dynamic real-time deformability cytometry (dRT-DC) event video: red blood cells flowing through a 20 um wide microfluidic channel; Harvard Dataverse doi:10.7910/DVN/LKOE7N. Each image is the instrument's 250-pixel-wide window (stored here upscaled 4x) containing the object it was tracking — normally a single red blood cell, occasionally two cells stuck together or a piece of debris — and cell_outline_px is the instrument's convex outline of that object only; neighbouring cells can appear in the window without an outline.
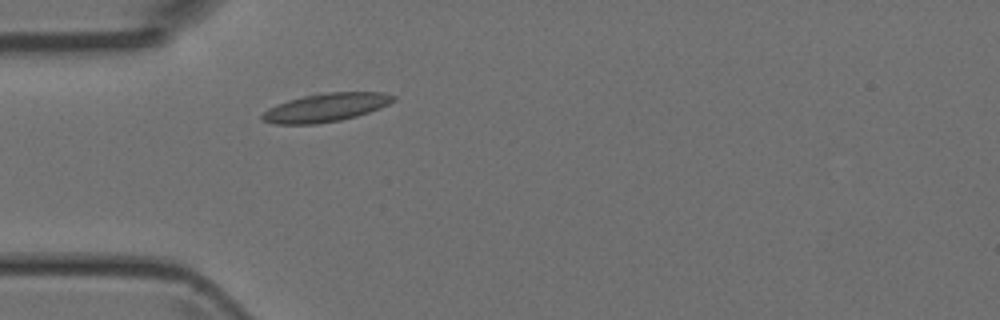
{"species": "Egyptian fruit bat (a non-hibernating species)", "species_latin": "Rousettus aegyptiacus", "temperature_condition": "room temperature", "stored_images_in_passage": 29, "camera_frame_rate_fps": 3000, "um_per_image_px": 0.085, "animal": {"sex": "female"}, "frame": {"image": 1, "passage_image": 1, "time_ms": 0.0, "image_size_px": [1000, 320], "cell_outline_px": [[396, 100], [380, 108], [356, 116], [340, 120], [316, 124], [276, 124], [260, 120], [260, 116], [268, 108], [276, 104], [288, 100], [316, 92], [384, 92], [396, 96]], "centroid_in_image_um": [27.67, 9.12], "position_along_channel_um": 57.3, "area_um2": 21.96}}
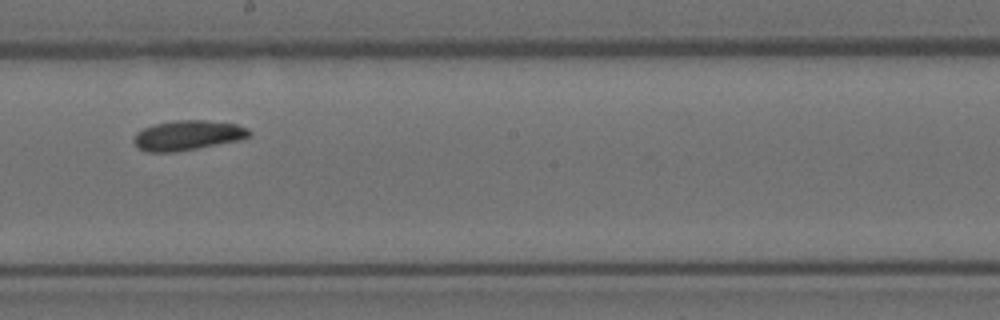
{"frame": {"image": 2, "passage_image": 14, "time_ms": 4.333, "image_size_px": [1000, 320], "cell_outline_px": [[252, 136], [240, 140], [176, 152], [144, 152], [132, 140], [136, 132], [144, 128], [156, 124], [176, 120], [204, 120], [236, 124], [248, 128], [252, 132]], "centroid_in_image_um": [15.98, 11.51], "position_along_channel_um": 232.2, "area_um2": 20.11}}
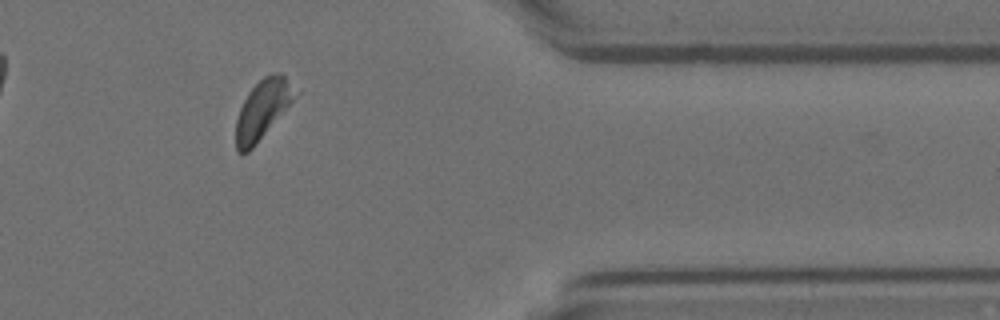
{"frame": {"image": 3, "passage_image": 27, "time_ms": 8.667, "image_size_px": [1000, 320], "cell_outline_px": [[292, 100], [252, 148], [248, 152], [240, 152], [236, 148], [236, 120], [240, 108], [248, 92], [264, 76], [272, 72], [280, 72], [284, 76], [292, 92]], "centroid_in_image_um": [22.22, 9.31], "position_along_channel_um": 389.2, "area_um2": 19.07}}